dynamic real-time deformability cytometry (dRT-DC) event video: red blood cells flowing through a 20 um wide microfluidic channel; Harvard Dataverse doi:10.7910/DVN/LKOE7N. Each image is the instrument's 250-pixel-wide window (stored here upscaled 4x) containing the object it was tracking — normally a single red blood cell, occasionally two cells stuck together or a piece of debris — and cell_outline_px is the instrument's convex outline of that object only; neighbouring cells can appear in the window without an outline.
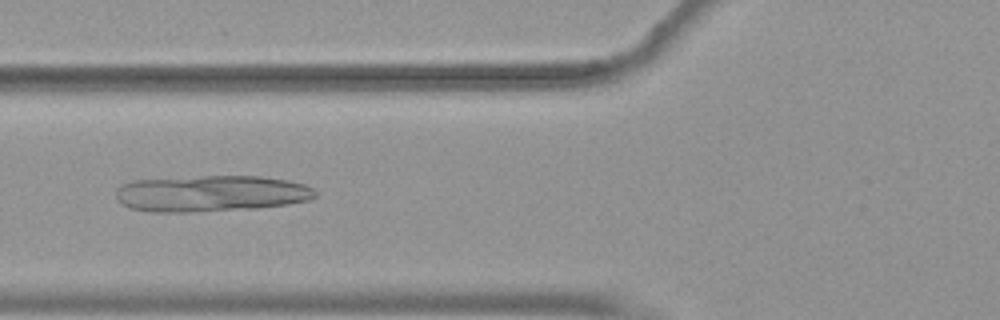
{"species": "common noctule bat (a hibernating species)", "species_latin": "Nyctalus noctula", "temperature_condition": "warm", "stored_images_in_passage": 53, "camera_frame_rate_fps": 3000, "um_per_image_px": 0.085, "animal": {"sex": "female", "body_mass_g": 19.9}, "frame": {"image": 1, "passage_image": 20, "time_ms": 6.333, "image_size_px": [1000, 320], "cell_outline_px": [[316, 196], [308, 200], [288, 204], [252, 208], [188, 212], [152, 212], [128, 208], [120, 204], [116, 200], [116, 188], [120, 184], [132, 180], [200, 176], [260, 176], [288, 180], [304, 184], [312, 188], [316, 192]], "centroid_in_image_um": [17.86, 16.44], "position_along_channel_um": 107.9, "area_um2": 42.43}}
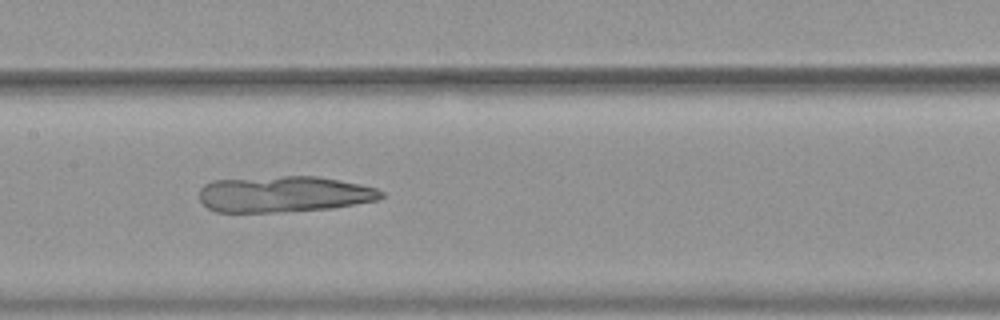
{"frame": {"image": 2, "passage_image": 26, "time_ms": 8.333, "image_size_px": [1000, 320], "cell_outline_px": [[384, 196], [376, 200], [332, 208], [276, 212], [216, 212], [208, 208], [200, 200], [200, 188], [204, 184], [212, 180], [280, 176], [316, 176], [360, 184], [376, 188], [384, 192]], "centroid_in_image_um": [24.11, 16.5], "position_along_channel_um": 183.3, "area_um2": 38.26}}
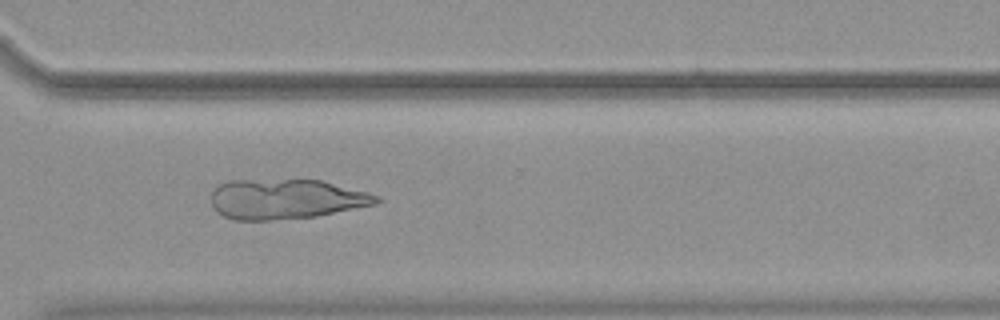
{"frame": {"image": 3, "passage_image": 39, "time_ms": 12.667, "image_size_px": [1000, 320], "cell_outline_px": [[380, 200], [376, 204], [316, 216], [272, 220], [232, 220], [216, 212], [212, 204], [212, 192], [220, 184], [228, 180], [320, 180], [368, 192], [380, 196]], "centroid_in_image_um": [24.29, 16.92], "position_along_channel_um": 346.3, "area_um2": 38.38}}